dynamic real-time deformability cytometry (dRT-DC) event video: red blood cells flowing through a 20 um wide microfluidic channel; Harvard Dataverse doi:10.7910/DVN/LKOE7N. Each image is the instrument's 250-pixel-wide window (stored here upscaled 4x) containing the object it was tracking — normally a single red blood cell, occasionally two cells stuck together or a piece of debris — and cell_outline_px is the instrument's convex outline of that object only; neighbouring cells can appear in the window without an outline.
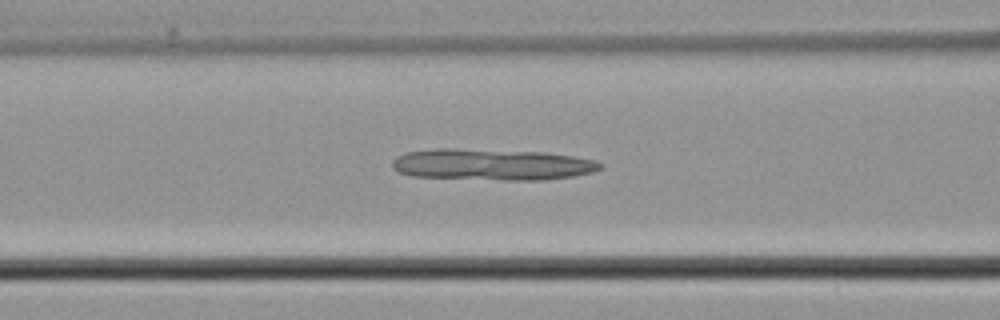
{"species": "common noctule bat (a hibernating species)", "species_latin": "Nyctalus noctula", "temperature_condition": "cold", "stored_images_in_passage": 44, "camera_frame_rate_fps": 3000, "um_per_image_px": 0.085, "animal": {"sex": "male", "body_mass_g": 21.5, "forearm_length_mm": 52.0}, "frame": {"image": 1, "passage_image": 15, "time_ms": 4.667, "image_size_px": [1000, 320], "cell_outline_px": [[604, 164], [600, 168], [592, 172], [572, 176], [544, 180], [504, 180], [412, 176], [400, 172], [392, 168], [392, 160], [396, 156], [408, 152], [436, 148], [456, 148], [544, 152], [572, 156], [592, 160]], "centroid_in_image_um": [41.78, 13.98], "position_along_channel_um": 124.8, "area_um2": 37.97}}
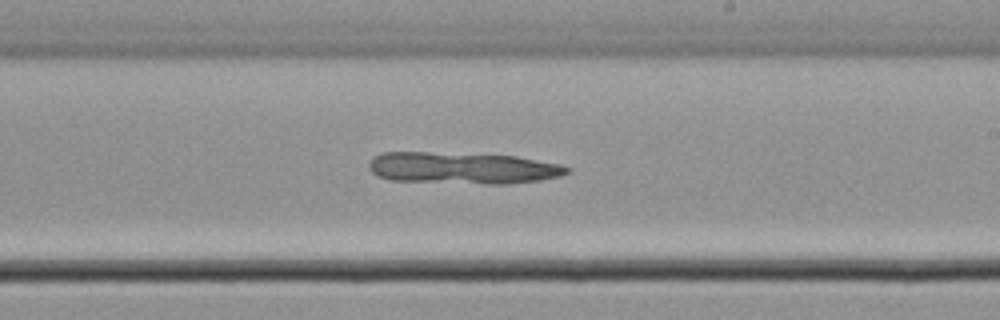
{"frame": {"image": 2, "passage_image": 24, "time_ms": 7.667, "image_size_px": [1000, 320], "cell_outline_px": [[572, 168], [568, 172], [560, 176], [540, 180], [508, 184], [484, 184], [392, 180], [376, 176], [368, 168], [368, 164], [372, 156], [380, 152], [428, 152], [516, 156], [560, 164]], "centroid_in_image_um": [39.29, 14.28], "position_along_channel_um": 249.7, "area_um2": 36.76}}
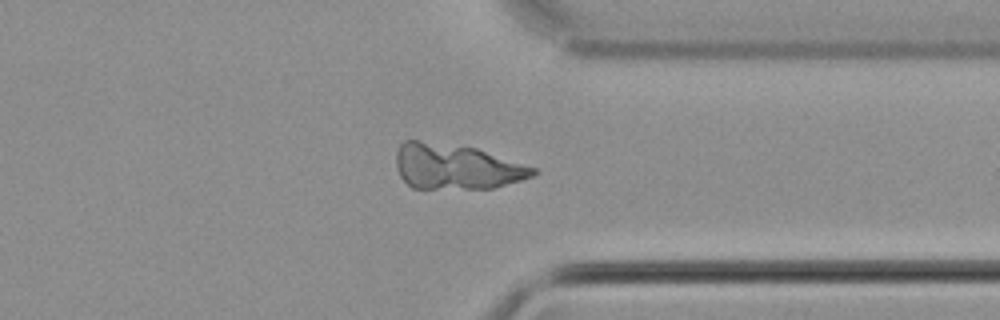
{"frame": {"image": 3, "passage_image": 33, "time_ms": 10.667, "image_size_px": [1000, 320], "cell_outline_px": [[540, 172], [532, 176], [520, 180], [492, 188], [412, 188], [400, 176], [396, 168], [396, 152], [400, 144], [404, 140], [416, 140], [476, 148], [536, 168]], "centroid_in_image_um": [38.75, 14.17], "position_along_channel_um": 372.7, "area_um2": 35.78}}